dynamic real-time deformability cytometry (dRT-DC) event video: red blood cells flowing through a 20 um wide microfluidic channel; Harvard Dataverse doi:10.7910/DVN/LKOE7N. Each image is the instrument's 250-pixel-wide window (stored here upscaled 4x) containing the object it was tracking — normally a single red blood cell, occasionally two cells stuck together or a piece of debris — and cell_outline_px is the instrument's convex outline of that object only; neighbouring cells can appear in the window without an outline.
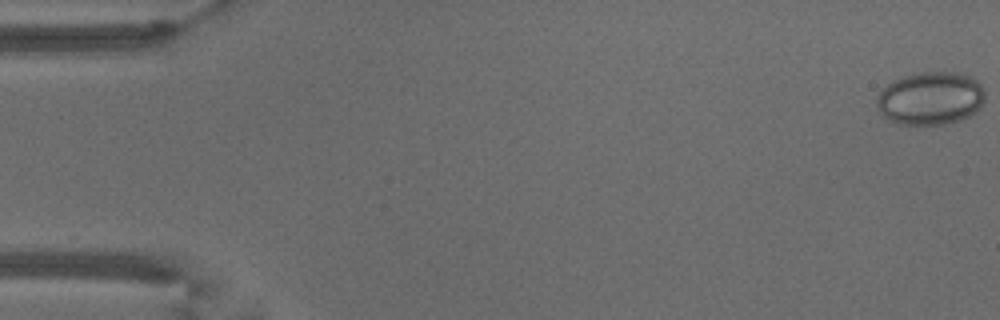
{"species": "common noctule bat (a hibernating species)", "species_latin": "Nyctalus noctula", "temperature_condition": "warm", "stored_images_in_passage": 53, "camera_frame_rate_fps": 3000, "um_per_image_px": 0.085, "animal": {"sex": "male", "body_mass_g": 18.8}, "frame": {"image": 1, "passage_image": 1, "time_ms": 0.0, "image_size_px": [1000, 320], "cell_outline_px": [[984, 100], [980, 108], [976, 112], [960, 120], [944, 124], [896, 124], [884, 116], [880, 112], [876, 104], [876, 100], [880, 92], [888, 84], [904, 76], [916, 72], [956, 72], [968, 76], [976, 80], [980, 84], [984, 92]], "centroid_in_image_um": [79.1, 8.36], "position_along_channel_um": 5.9, "area_um2": 33.35}}
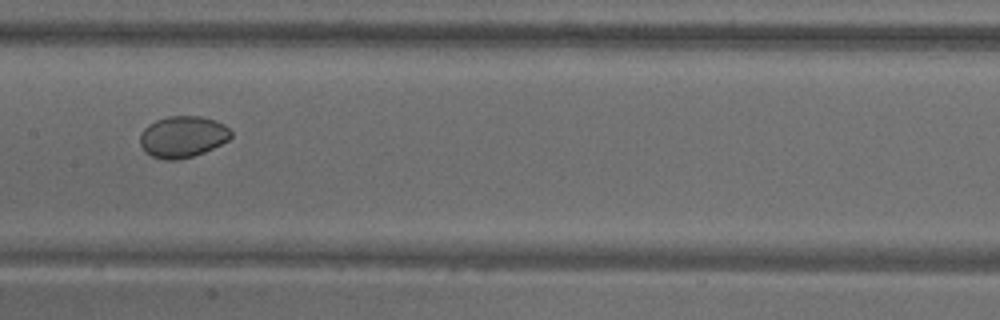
{"frame": {"image": 2, "passage_image": 27, "time_ms": 8.667, "image_size_px": [1000, 320], "cell_outline_px": [[232, 136], [228, 140], [204, 152], [192, 156], [176, 160], [164, 160], [152, 156], [144, 152], [140, 144], [140, 132], [148, 124], [156, 120], [168, 116], [200, 116], [216, 120], [224, 124], [232, 132]], "centroid_in_image_um": [15.51, 11.62], "position_along_channel_um": 191.9, "area_um2": 22.08}}
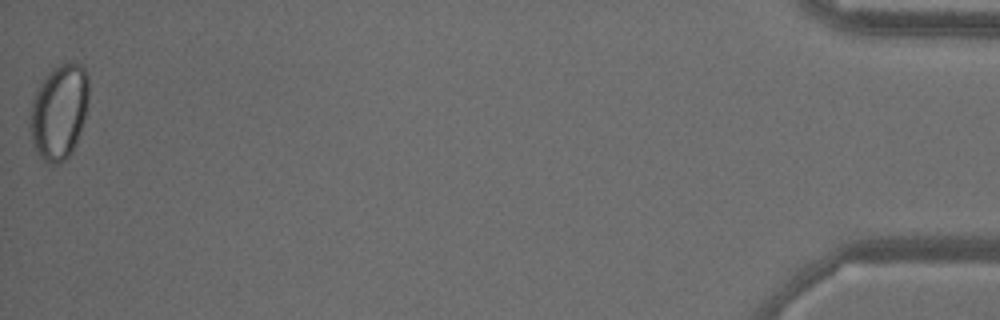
{"frame": {"image": 3, "passage_image": 53, "time_ms": 17.333, "image_size_px": [1000, 320], "cell_outline_px": [[88, 100], [84, 120], [80, 132], [72, 152], [60, 164], [44, 164], [36, 152], [28, 128], [28, 124], [32, 100], [44, 76], [52, 68], [60, 64], [72, 60], [80, 64], [84, 68], [88, 76]], "centroid_in_image_um": [5.0, 9.51], "position_along_channel_um": 430.2, "area_um2": 33.12}, "authors_computed_cell_mechanics": {"area_um2": 25.4898, "velocity_mm_per_s": 3.8464, "shape_relaxation_time_tau1_ms": null, "shape_relaxation_time_tau2_ms": 2.1132, "deformation_change_tau1": null, "deformation_change_tau2": 0.0231}}